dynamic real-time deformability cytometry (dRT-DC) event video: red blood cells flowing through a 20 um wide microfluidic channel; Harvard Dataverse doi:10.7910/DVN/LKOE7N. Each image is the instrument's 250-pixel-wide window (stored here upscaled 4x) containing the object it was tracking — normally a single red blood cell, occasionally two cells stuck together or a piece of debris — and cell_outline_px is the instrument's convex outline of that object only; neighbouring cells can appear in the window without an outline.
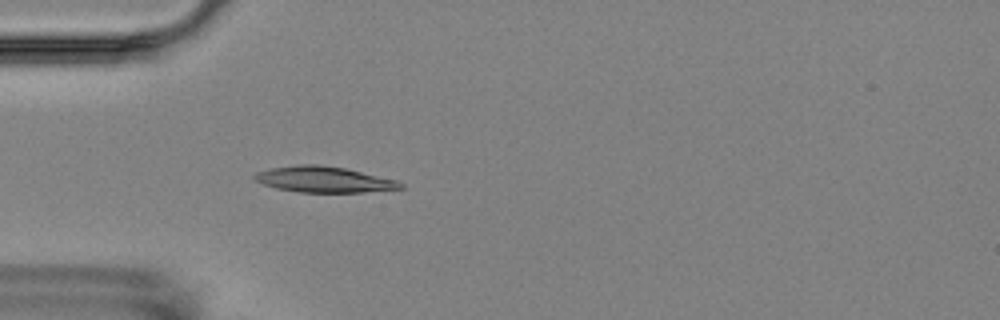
{"species": "Egyptian fruit bat (a non-hibernating species)", "species_latin": "Rousettus aegyptiacus", "temperature_condition": "room temperature", "stored_images_in_passage": 5, "camera_frame_rate_fps": 3000, "um_per_image_px": 0.085, "animal": {"sex": "female"}, "frame": {"image": 1, "passage_image": 5, "time_ms": 4.667, "image_size_px": [1000, 320], "cell_outline_px": [[404, 188], [364, 192], [300, 192], [276, 188], [264, 184], [256, 180], [252, 176], [256, 172], [272, 168], [300, 164], [320, 164], [344, 168], [396, 180], [404, 184]], "centroid_in_image_um": [27.53, 15.25], "position_along_channel_um": 57.5, "area_um2": 21.79}}